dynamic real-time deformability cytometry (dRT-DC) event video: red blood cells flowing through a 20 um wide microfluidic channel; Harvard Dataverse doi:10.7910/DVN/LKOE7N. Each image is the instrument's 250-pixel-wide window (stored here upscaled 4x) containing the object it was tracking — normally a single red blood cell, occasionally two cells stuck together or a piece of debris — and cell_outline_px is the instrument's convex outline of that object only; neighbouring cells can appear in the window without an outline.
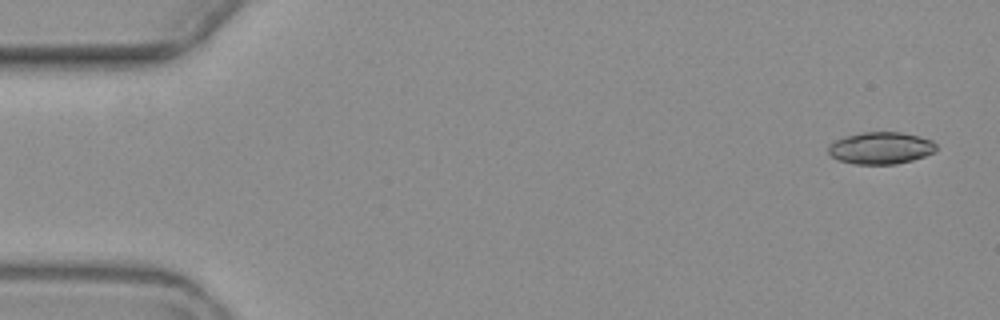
{"species": "common noctule bat (a hibernating species)", "species_latin": "Nyctalus noctula", "temperature_condition": "warm", "stored_images_in_passage": 5, "camera_frame_rate_fps": 3000, "um_per_image_px": 0.085, "animal": {"sex": "female", "body_mass_g": 19.3, "forearm_length_mm": 54.1}, "frame": {"image": 1, "passage_image": 1, "time_ms": 0.0, "image_size_px": [1000, 320], "cell_outline_px": [[936, 152], [912, 160], [896, 164], [856, 164], [840, 160], [832, 156], [828, 152], [828, 144], [844, 136], [860, 132], [900, 132], [920, 136], [932, 140], [936, 144]], "centroid_in_image_um": [74.87, 12.57], "position_along_channel_um": 10.1, "area_um2": 20.23}}
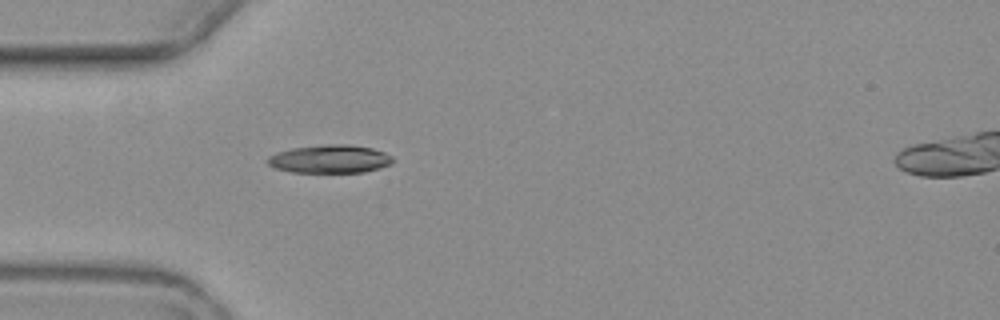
{"frame": {"image": 2, "passage_image": 5, "time_ms": 5.0, "image_size_px": [1000, 320], "cell_outline_px": [[392, 164], [380, 168], [364, 172], [292, 172], [276, 168], [268, 164], [268, 156], [276, 152], [292, 148], [324, 144], [348, 144], [372, 148], [384, 152], [392, 156]], "centroid_in_image_um": [28.05, 13.51], "position_along_channel_um": 57.0, "area_um2": 20.58}}